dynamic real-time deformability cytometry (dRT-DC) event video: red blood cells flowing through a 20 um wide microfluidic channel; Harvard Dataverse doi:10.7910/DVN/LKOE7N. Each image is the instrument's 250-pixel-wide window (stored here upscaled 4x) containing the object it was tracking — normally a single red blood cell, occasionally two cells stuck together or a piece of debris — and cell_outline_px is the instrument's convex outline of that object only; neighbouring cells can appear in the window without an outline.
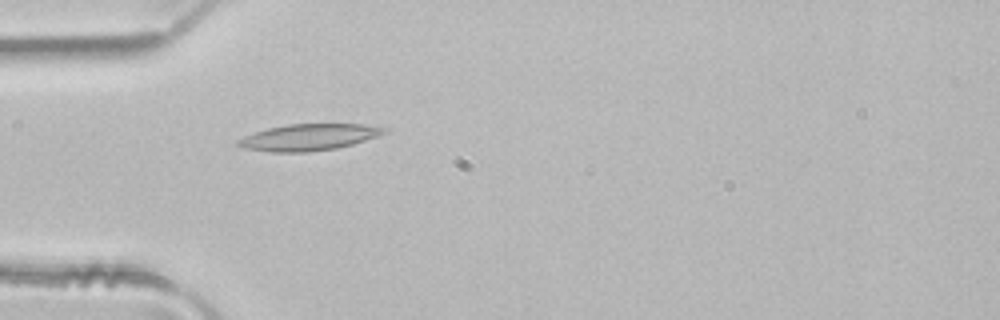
{"species": "common noctule bat (a hibernating species)", "species_latin": "Nyctalus noctula", "temperature_condition": "room temperature", "stored_images_in_passage": 1, "camera_frame_rate_fps": 3000, "um_per_image_px": 0.085, "animal": {"sex": "male", "body_mass_g": 21.5, "forearm_length_mm": 52.0}, "frame": {"image": 1, "passage_image": 1, "time_ms": 0.0, "image_size_px": [1000, 320], "cell_outline_px": [[388, 132], [352, 144], [336, 148], [304, 152], [272, 152], [244, 148], [236, 144], [236, 140], [244, 136], [268, 128], [288, 124], [364, 124], [388, 128]], "centroid_in_image_um": [26.24, 11.66], "position_along_channel_um": 58.8, "area_um2": 22.37}}